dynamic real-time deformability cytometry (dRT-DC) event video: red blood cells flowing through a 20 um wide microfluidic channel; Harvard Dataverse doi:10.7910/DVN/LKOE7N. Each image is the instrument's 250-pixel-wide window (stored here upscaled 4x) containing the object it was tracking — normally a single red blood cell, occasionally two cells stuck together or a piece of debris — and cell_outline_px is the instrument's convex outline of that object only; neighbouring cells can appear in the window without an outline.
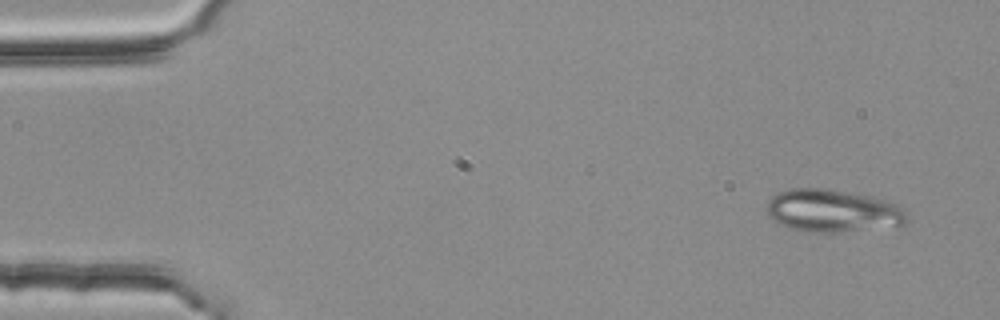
{"species": "common noctule bat (a hibernating species)", "species_latin": "Nyctalus noctula", "temperature_condition": "room temperature", "stored_images_in_passage": 4, "camera_frame_rate_fps": 3000, "um_per_image_px": 0.085, "animal": {"sex": "female", "body_mass_g": 25.1}, "frame": {"image": 1, "passage_image": 4, "time_ms": 1.0, "image_size_px": [1000, 320], "cell_outline_px": [[908, 220], [904, 224], [896, 228], [836, 232], [808, 232], [792, 228], [768, 216], [764, 212], [764, 208], [768, 200], [772, 196], [780, 192], [792, 188], [828, 188], [872, 196], [900, 204], [908, 212]], "centroid_in_image_um": [70.87, 17.92], "position_along_channel_um": 14.1, "area_um2": 35.66}}